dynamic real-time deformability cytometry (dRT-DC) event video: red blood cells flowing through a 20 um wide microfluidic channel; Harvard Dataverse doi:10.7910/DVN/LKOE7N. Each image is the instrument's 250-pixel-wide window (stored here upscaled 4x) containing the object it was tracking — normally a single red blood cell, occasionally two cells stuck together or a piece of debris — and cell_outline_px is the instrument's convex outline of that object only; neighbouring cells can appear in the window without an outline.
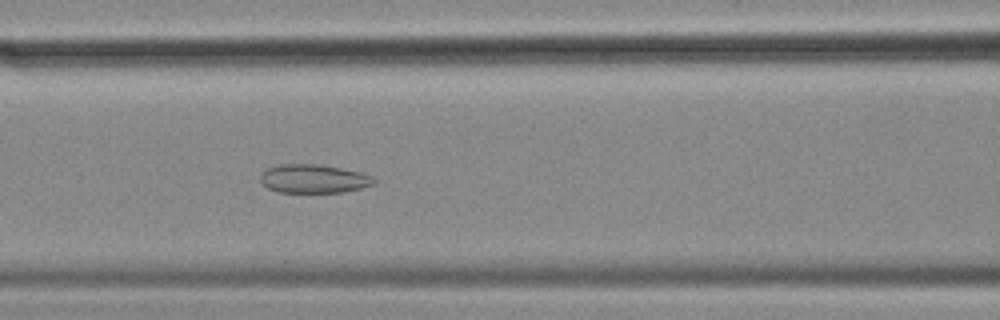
{"species": "common noctule bat (a hibernating species)", "species_latin": "Nyctalus noctula", "temperature_condition": "cold", "stored_images_in_passage": 53, "camera_frame_rate_fps": 3000, "um_per_image_px": 0.085, "animal": {"sex": "female", "body_mass_g": 18.4}, "frame": {"image": 1, "passage_image": 20, "time_ms": 6.333, "image_size_px": [1000, 320], "cell_outline_px": [[376, 184], [360, 188], [340, 192], [276, 192], [268, 188], [260, 180], [260, 176], [268, 168], [280, 164], [316, 164], [364, 172], [372, 176], [376, 180]], "centroid_in_image_um": [26.69, 15.19], "position_along_channel_um": 139.9, "area_um2": 18.9}}
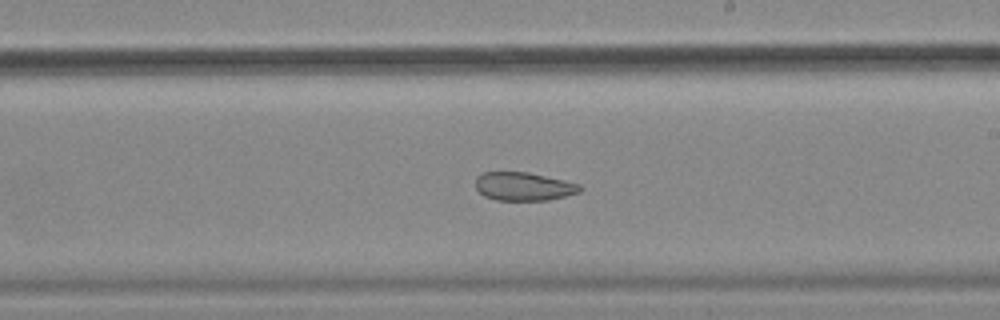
{"frame": {"image": 2, "passage_image": 29, "time_ms": 9.333, "image_size_px": [1000, 320], "cell_outline_px": [[584, 188], [580, 192], [548, 200], [496, 200], [484, 196], [476, 188], [476, 176], [484, 172], [528, 172], [564, 180], [580, 184]], "centroid_in_image_um": [44.52, 15.84], "position_along_channel_um": 244.5, "area_um2": 17.28}}
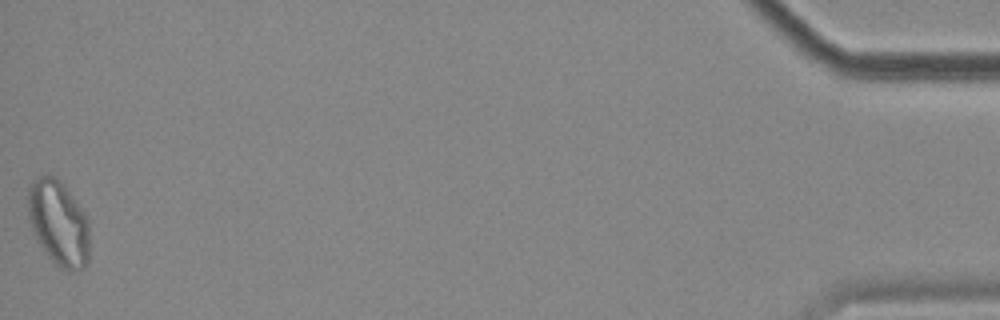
{"frame": {"image": 3, "passage_image": 53, "time_ms": 17.333, "image_size_px": [1000, 320], "cell_outline_px": [[88, 260], [84, 268], [72, 272], [68, 272], [56, 264], [44, 252], [32, 228], [28, 216], [28, 188], [32, 180], [36, 176], [52, 176], [60, 180], [88, 216]], "centroid_in_image_um": [4.98, 18.95], "position_along_channel_um": 430.2, "area_um2": 30.58}, "authors_computed_cell_mechanics": {"area_um2": 24.3338, "velocity_mm_per_s": 3.5098, "shape_relaxation_time_tau1_ms": null, "shape_relaxation_time_tau2_ms": 2.1424, "deformation_change_tau1": null, "deformation_change_tau2": 0.0737}}